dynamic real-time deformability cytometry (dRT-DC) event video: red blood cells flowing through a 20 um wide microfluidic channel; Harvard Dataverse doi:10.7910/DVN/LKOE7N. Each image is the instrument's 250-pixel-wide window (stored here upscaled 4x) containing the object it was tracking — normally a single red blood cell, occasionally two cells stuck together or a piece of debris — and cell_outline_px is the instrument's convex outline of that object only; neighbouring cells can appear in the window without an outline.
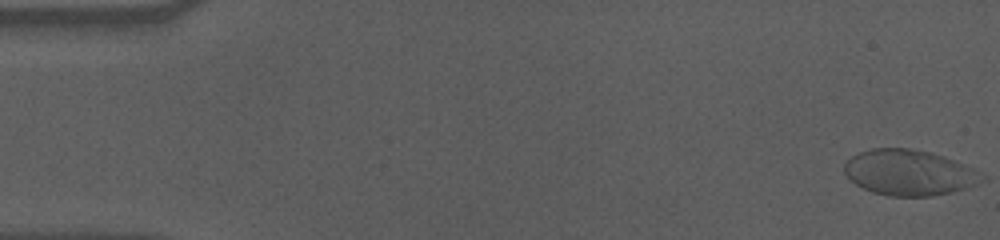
{"species": "human", "species_latin": "Homo sapiens", "temperature_condition": "cold", "stored_images_in_passage": 58, "camera_frame_rate_fps": 3000, "um_per_image_px": 0.085, "donor": {"sex": "male"}, "frame": {"image": 1, "passage_image": 1, "time_ms": 0.0, "image_size_px": [1000, 240], "cell_outline_px": [[980, 180], [976, 184], [952, 192], [932, 196], [888, 196], [872, 192], [856, 184], [844, 172], [844, 164], [852, 156], [860, 152], [872, 148], [908, 148], [932, 152], [944, 156], [972, 168], [980, 176]], "centroid_in_image_um": [77.21, 14.66], "position_along_channel_um": 7.8, "area_um2": 36.07}}
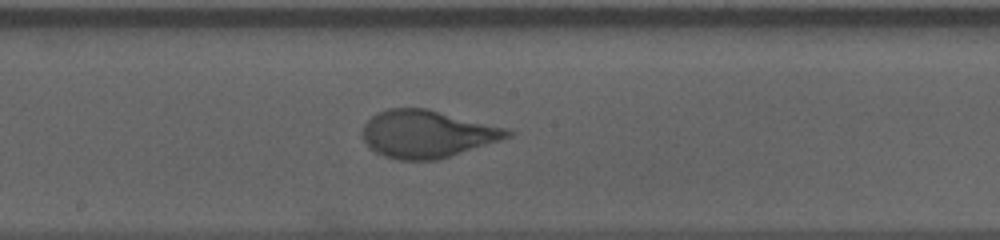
{"frame": {"image": 2, "passage_image": 31, "time_ms": 10.0, "image_size_px": [1000, 240], "cell_outline_px": [[516, 132], [512, 136], [440, 160], [396, 160], [384, 156], [368, 148], [360, 132], [364, 124], [376, 112], [388, 108], [428, 108], [504, 128]], "centroid_in_image_um": [36.25, 11.39], "position_along_channel_um": 211.9, "area_um2": 40.34}}
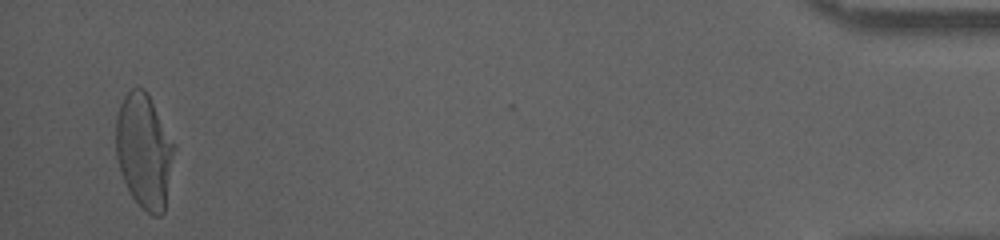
{"frame": {"image": 3, "passage_image": 56, "time_ms": 18.333, "image_size_px": [1000, 240], "cell_outline_px": [[176, 148], [164, 212], [160, 216], [152, 216], [132, 196], [120, 172], [116, 156], [116, 116], [120, 104], [124, 96], [132, 88], [144, 88], [148, 92], [176, 144]], "centroid_in_image_um": [12.28, 12.8], "position_along_channel_um": 422.9, "area_um2": 39.25}, "authors_computed_cell_mechanics": {"area_um2": 39.1306, "velocity_mm_per_s": 3.5269, "shape_relaxation_time_tau1_ms": 5.8567, "shape_relaxation_time_tau2_ms": null, "deformation_change_tau1": 0.2159, "deformation_change_tau2": null}}